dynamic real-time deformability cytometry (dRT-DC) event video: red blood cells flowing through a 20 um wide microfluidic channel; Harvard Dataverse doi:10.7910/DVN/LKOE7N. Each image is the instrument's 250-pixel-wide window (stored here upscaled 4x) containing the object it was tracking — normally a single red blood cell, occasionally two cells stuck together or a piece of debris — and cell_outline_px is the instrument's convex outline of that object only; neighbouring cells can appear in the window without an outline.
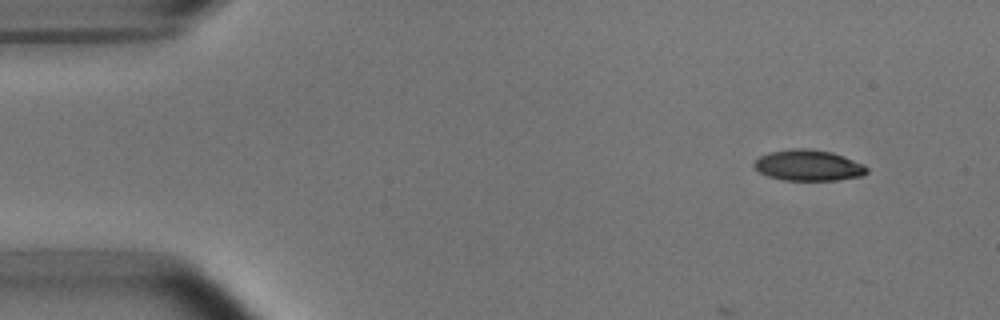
{"species": "common noctule bat (a hibernating species)", "species_latin": "Nyctalus noctula", "temperature_condition": "room temperature", "stored_images_in_passage": 8, "camera_frame_rate_fps": 3000, "um_per_image_px": 0.085, "animal": {"sex": "male", "body_mass_g": 15.6}, "frame": {"image": 1, "passage_image": 2, "time_ms": 0.333, "image_size_px": [1000, 320], "cell_outline_px": [[864, 172], [844, 176], [784, 176], [796, 152], [816, 152], [836, 156], [864, 168]], "centroid_in_image_um": [69.77, 14.08], "position_along_channel_um": 15.2, "area_um2": 10.23}}